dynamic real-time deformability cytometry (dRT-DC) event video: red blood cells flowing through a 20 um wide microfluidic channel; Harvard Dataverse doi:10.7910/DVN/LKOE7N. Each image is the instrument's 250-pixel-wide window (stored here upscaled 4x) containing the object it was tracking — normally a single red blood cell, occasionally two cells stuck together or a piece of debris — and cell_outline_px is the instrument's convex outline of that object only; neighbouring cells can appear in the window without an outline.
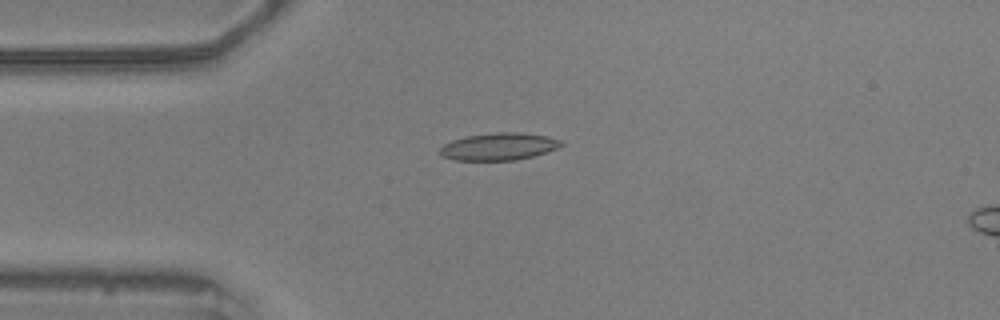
{"species": "common noctule bat (a hibernating species)", "species_latin": "Nyctalus noctula", "temperature_condition": "warm", "stored_images_in_passage": 44, "camera_frame_rate_fps": 3000, "um_per_image_px": 0.085, "animal": {"sex": "male", "body_mass_g": 20.5, "forearm_length_mm": 52.5}, "frame": {"image": 1, "passage_image": 1, "time_ms": 0.0, "image_size_px": [1000, 320], "cell_outline_px": [[564, 144], [548, 152], [516, 160], [456, 160], [444, 156], [440, 152], [440, 148], [444, 144], [452, 140], [468, 136], [496, 132], [524, 132], [548, 136], [564, 140]], "centroid_in_image_um": [42.47, 12.44], "position_along_channel_um": 42.5, "area_um2": 19.31}}
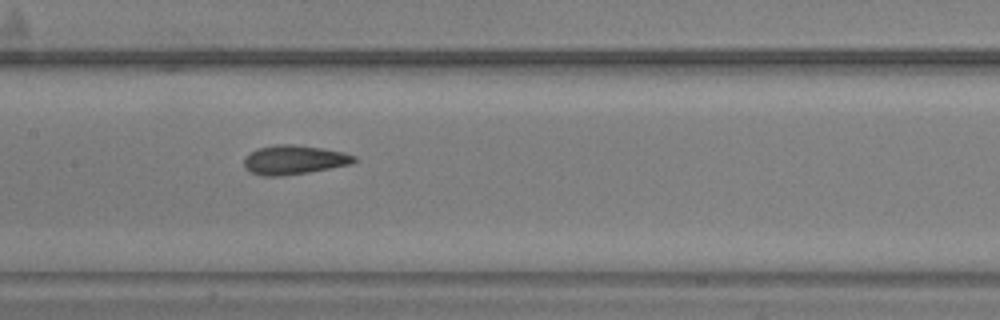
{"frame": {"image": 2, "passage_image": 14, "time_ms": 4.333, "image_size_px": [1000, 320], "cell_outline_px": [[360, 160], [352, 164], [308, 172], [280, 176], [264, 176], [252, 172], [244, 168], [244, 156], [256, 148], [276, 144], [292, 144], [320, 148], [344, 152], [356, 156]], "centroid_in_image_um": [25.0, 13.58], "position_along_channel_um": 182.4, "area_um2": 18.84}}
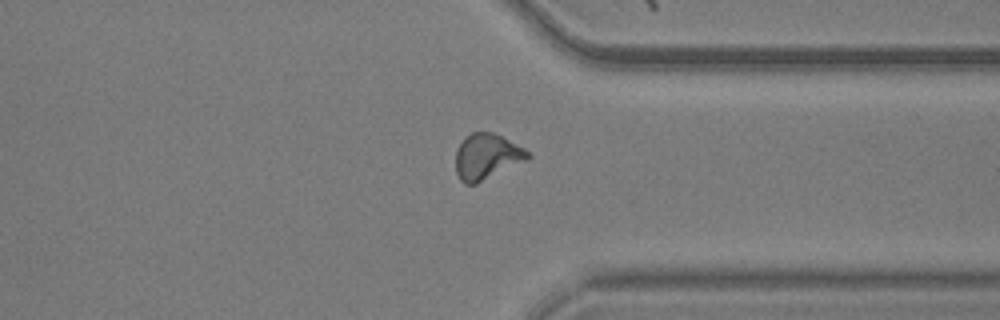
{"frame": {"image": 3, "passage_image": 30, "time_ms": 9.667, "image_size_px": [1000, 320], "cell_outline_px": [[532, 156], [528, 160], [476, 184], [464, 184], [460, 180], [456, 172], [456, 148], [464, 136], [472, 132], [492, 132], [524, 148]], "centroid_in_image_um": [41.36, 13.31], "position_along_channel_um": 370.0, "area_um2": 19.31}, "authors_computed_cell_mechanics": {"area_um2": 18.2648, "velocity_mm_per_s": 3.5709, "shape_relaxation_time_tau1_ms": 6.2614, "shape_relaxation_time_tau2_ms": 2.39, "deformation_change_tau1": 0.19, "deformation_change_tau2": 0.1032}}